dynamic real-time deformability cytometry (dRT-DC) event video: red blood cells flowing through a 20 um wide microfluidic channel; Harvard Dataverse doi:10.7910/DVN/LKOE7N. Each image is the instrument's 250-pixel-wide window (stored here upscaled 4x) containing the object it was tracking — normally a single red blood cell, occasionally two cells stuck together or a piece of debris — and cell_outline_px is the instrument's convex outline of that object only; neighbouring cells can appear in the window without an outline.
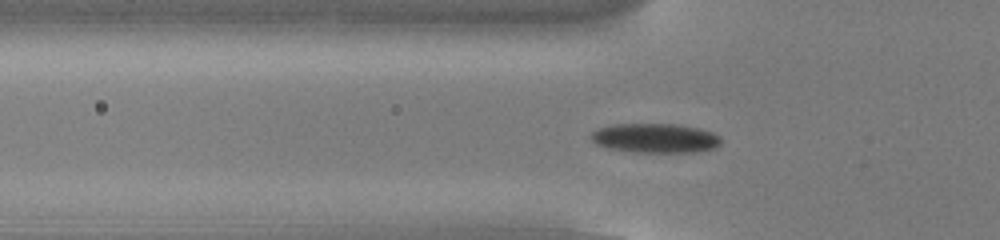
{"species": "common noctule bat (a hibernating species)", "species_latin": "Nyctalus noctula", "temperature_condition": "cold", "stored_images_in_passage": 53, "camera_frame_rate_fps": 3000, "um_per_image_px": 0.085, "animal": {"sex": "male", "body_mass_g": 13.0, "forearm_length_mm": 53.1}, "frame": {"image": 1, "passage_image": 17, "time_ms": 5.333, "image_size_px": [1000, 240], "cell_outline_px": [[720, 144], [716, 148], [696, 152], [632, 152], [608, 148], [596, 144], [588, 136], [592, 132], [600, 128], [616, 124], [680, 124], [700, 128], [712, 132], [720, 136]], "centroid_in_image_um": [55.71, 11.74], "position_along_channel_um": 70.1, "area_um2": 22.43}}
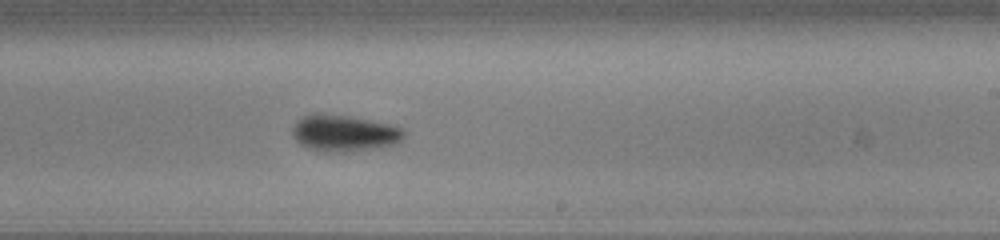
{"frame": {"image": 2, "passage_image": 32, "time_ms": 10.333, "image_size_px": [1000, 240], "cell_outline_px": [[404, 136], [396, 144], [376, 148], [344, 152], [316, 152], [300, 144], [292, 136], [292, 128], [296, 120], [312, 112], [348, 116], [388, 124], [404, 128]], "centroid_in_image_um": [29.2, 11.32], "position_along_channel_um": 259.8, "area_um2": 23.93}}
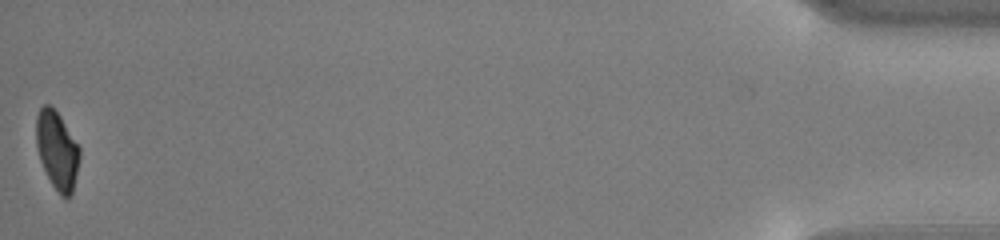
{"frame": {"image": 3, "passage_image": 53, "time_ms": 17.333, "image_size_px": [1000, 240], "cell_outline_px": [[80, 160], [72, 192], [68, 196], [60, 196], [52, 184], [40, 160], [36, 144], [36, 116], [40, 108], [44, 104], [48, 104], [60, 116], [80, 148]], "centroid_in_image_um": [4.85, 12.76], "position_along_channel_um": 430.4, "area_um2": 19.48}, "authors_computed_cell_mechanics": {"area_um2": 21.5016, "velocity_mm_per_s": 3.7972, "shape_relaxation_time_tau1_ms": 2.2155, "shape_relaxation_time_tau2_ms": 5.0234, "deformation_change_tau1": 0.1035, "deformation_change_tau2": 0.087}}